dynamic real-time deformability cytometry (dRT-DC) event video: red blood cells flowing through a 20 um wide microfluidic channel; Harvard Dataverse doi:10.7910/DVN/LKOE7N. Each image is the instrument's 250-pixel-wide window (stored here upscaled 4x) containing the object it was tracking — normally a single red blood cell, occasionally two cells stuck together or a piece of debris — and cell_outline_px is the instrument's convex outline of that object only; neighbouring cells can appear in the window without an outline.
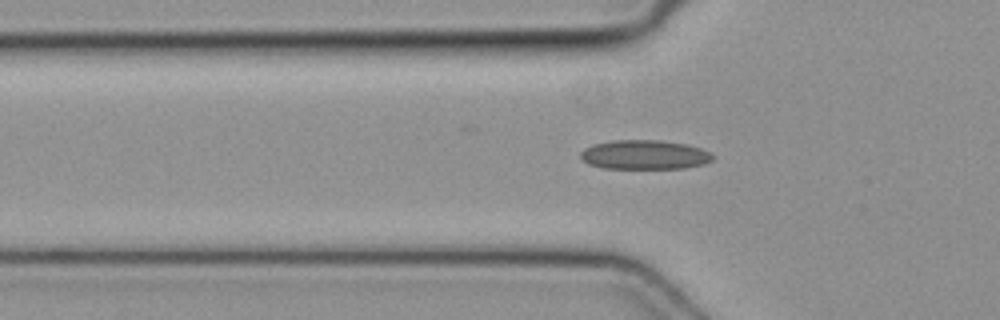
{"species": "common noctule bat (a hibernating species)", "species_latin": "Nyctalus noctula", "temperature_condition": "cold", "stored_images_in_passage": 36, "camera_frame_rate_fps": 3000, "um_per_image_px": 0.085, "animal": {"sex": "female", "body_mass_g": 19.3, "forearm_length_mm": 54.1}, "frame": {"image": 1, "passage_image": 7, "time_ms": 2.0, "image_size_px": [1000, 320], "cell_outline_px": [[712, 160], [704, 164], [684, 168], [604, 168], [588, 164], [580, 160], [580, 152], [584, 148], [592, 144], [612, 140], [660, 140], [688, 144], [700, 148], [708, 152], [712, 156]], "centroid_in_image_um": [54.73, 13.14], "position_along_channel_um": 71.1, "area_um2": 22.66}}
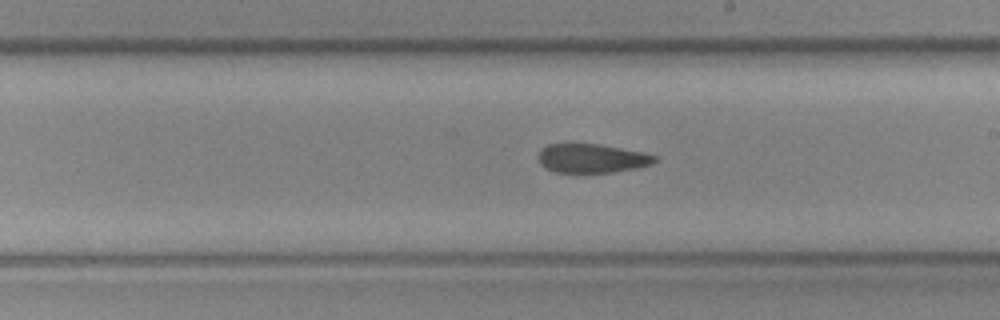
{"frame": {"image": 2, "passage_image": 19, "time_ms": 6.0, "image_size_px": [1000, 320], "cell_outline_px": [[656, 160], [652, 164], [636, 168], [612, 172], [584, 176], [552, 172], [544, 168], [540, 164], [536, 156], [540, 148], [548, 144], [600, 144], [640, 152], [656, 156]], "centroid_in_image_um": [50.19, 13.51], "position_along_channel_um": 238.8, "area_um2": 20.52}}
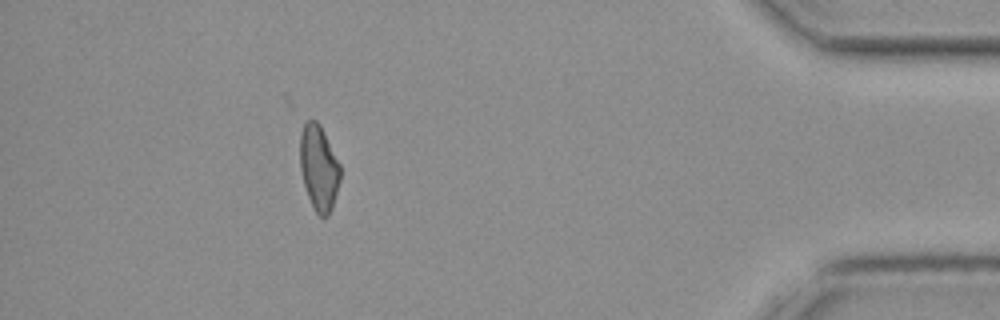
{"frame": {"image": 3, "passage_image": 35, "time_ms": 11.333, "image_size_px": [1000, 320], "cell_outline_px": [[340, 180], [332, 208], [328, 216], [320, 216], [316, 212], [308, 196], [304, 184], [300, 168], [300, 136], [304, 124], [308, 120], [316, 120], [320, 124], [340, 164]], "centroid_in_image_um": [27.1, 14.25], "position_along_channel_um": 408.1, "area_um2": 19.83}}